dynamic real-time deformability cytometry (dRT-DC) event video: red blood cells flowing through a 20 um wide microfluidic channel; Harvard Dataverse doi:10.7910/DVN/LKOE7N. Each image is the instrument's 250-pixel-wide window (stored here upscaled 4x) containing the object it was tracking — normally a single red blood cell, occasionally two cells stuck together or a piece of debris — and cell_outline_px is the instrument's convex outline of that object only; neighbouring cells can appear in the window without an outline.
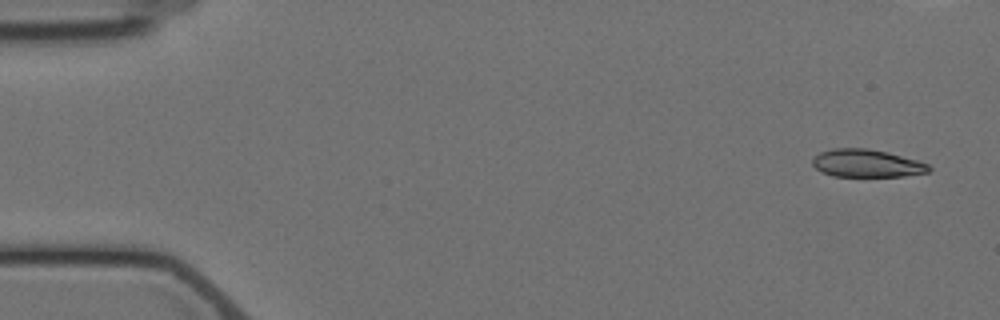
{"species": "Egyptian fruit bat (a non-hibernating species)", "species_latin": "Rousettus aegyptiacus", "temperature_condition": "cold", "stored_images_in_passage": 6, "camera_frame_rate_fps": 3000, "um_per_image_px": 0.085, "animal": {"sex": "female"}, "frame": {"image": 1, "passage_image": 1, "time_ms": 0.0, "image_size_px": [1000, 320], "cell_outline_px": [[932, 168], [928, 172], [904, 176], [832, 176], [820, 172], [812, 164], [812, 156], [820, 152], [832, 148], [868, 148], [888, 152], [916, 160], [928, 164]], "centroid_in_image_um": [73.62, 13.87], "position_along_channel_um": 11.4, "area_um2": 18.96}}